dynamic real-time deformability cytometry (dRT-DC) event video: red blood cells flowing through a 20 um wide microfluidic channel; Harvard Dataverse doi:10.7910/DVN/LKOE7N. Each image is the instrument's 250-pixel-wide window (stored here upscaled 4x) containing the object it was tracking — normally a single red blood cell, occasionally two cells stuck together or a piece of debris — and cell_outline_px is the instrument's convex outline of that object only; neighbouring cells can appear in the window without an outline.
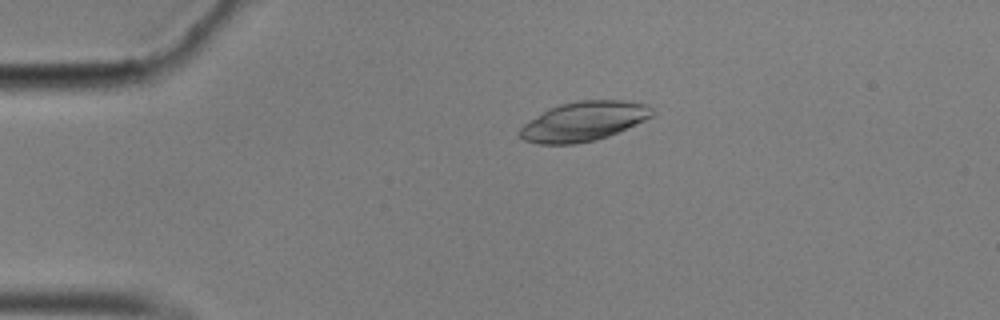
{"species": "common noctule bat (a hibernating species)", "species_latin": "Nyctalus noctula", "temperature_condition": "cold", "stored_images_in_passage": 17, "camera_frame_rate_fps": 3000, "um_per_image_px": 0.085, "animal": {"sex": "male", "body_mass_g": 17.9}, "frame": {"image": 1, "passage_image": 12, "time_ms": 3.667, "image_size_px": [1000, 320], "cell_outline_px": [[656, 112], [652, 116], [636, 124], [608, 136], [596, 140], [576, 144], [540, 144], [524, 140], [520, 136], [520, 128], [524, 124], [548, 108], [560, 104], [576, 100], [624, 100], [648, 104]], "centroid_in_image_um": [49.63, 10.3], "position_along_channel_um": 35.4, "area_um2": 30.46}}